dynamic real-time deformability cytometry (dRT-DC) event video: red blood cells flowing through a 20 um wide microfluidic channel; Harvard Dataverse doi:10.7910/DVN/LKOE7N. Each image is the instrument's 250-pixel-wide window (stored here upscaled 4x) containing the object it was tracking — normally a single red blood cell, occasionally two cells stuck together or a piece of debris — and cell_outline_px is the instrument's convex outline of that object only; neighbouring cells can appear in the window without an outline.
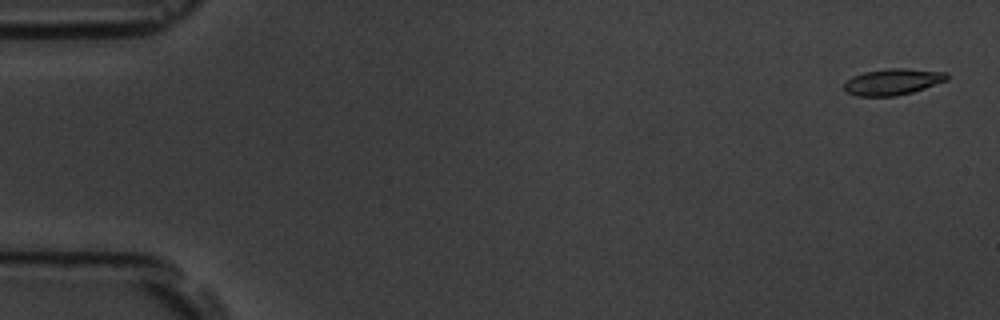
{"species": "common noctule bat (a hibernating species)", "species_latin": "Nyctalus noctula", "temperature_condition": "room temperature", "stored_images_in_passage": 7, "camera_frame_rate_fps": 3000, "um_per_image_px": 0.085, "animal": {"sex": "male", "body_mass_g": 19.5, "forearm_length_mm": 54.6}, "frame": {"image": 1, "passage_image": 1, "time_ms": 0.0, "image_size_px": [1000, 320], "cell_outline_px": [[948, 80], [912, 92], [896, 96], [856, 96], [844, 92], [844, 84], [852, 76], [864, 72], [888, 68], [904, 68], [948, 72]], "centroid_in_image_um": [75.87, 6.95], "position_along_channel_um": 9.1, "area_um2": 15.84}}
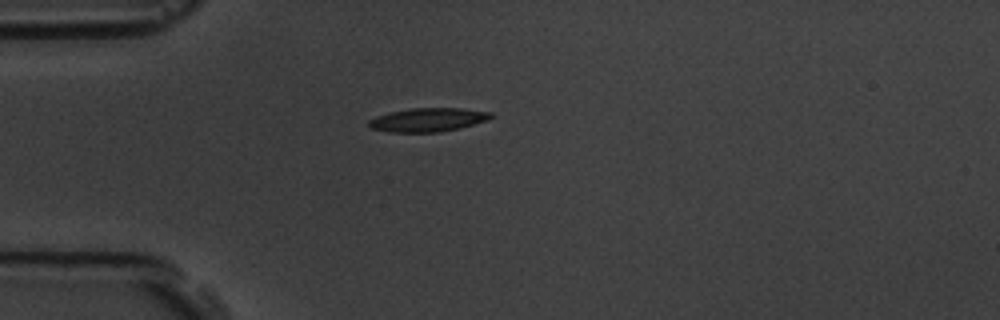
{"frame": {"image": 2, "passage_image": 5, "time_ms": 4.667, "image_size_px": [1000, 320], "cell_outline_px": [[496, 116], [488, 120], [440, 132], [392, 132], [372, 128], [368, 124], [368, 120], [376, 116], [408, 108], [460, 108], [492, 112]], "centroid_in_image_um": [36.4, 10.17], "position_along_channel_um": 48.6, "area_um2": 16.7}}
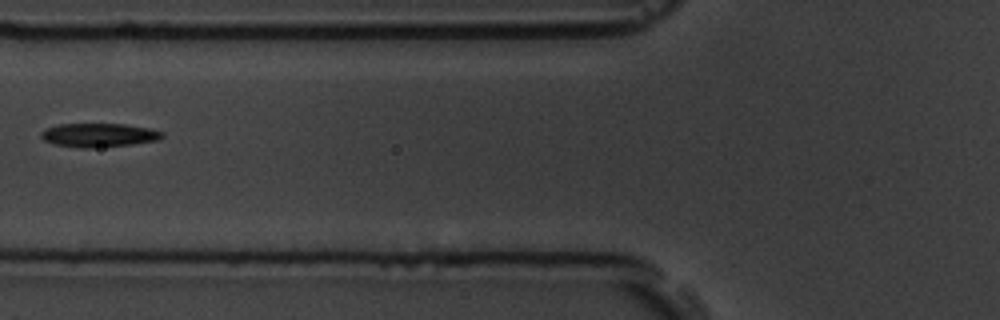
{"frame": {"image": 3, "passage_image": 7, "time_ms": 7.0, "image_size_px": [1000, 320], "cell_outline_px": [[164, 136], [160, 140], [132, 144], [92, 148], [80, 148], [56, 144], [44, 140], [40, 136], [40, 132], [44, 128], [60, 124], [124, 124], [148, 128], [164, 132]], "centroid_in_image_um": [8.4, 11.48], "position_along_channel_um": 117.4, "area_um2": 16.82}}